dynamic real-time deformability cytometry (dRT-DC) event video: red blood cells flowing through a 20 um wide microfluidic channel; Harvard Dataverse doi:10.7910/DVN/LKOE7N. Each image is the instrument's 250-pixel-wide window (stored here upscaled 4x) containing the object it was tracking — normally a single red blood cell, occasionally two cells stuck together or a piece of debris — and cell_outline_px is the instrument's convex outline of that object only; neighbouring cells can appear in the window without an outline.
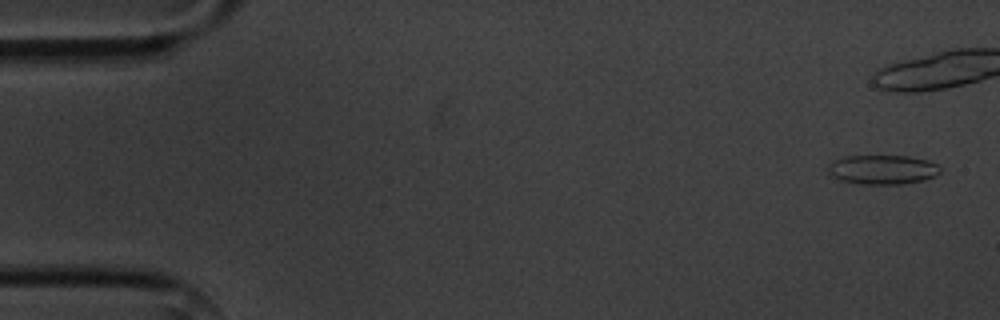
{"species": "common noctule bat (a hibernating species)", "species_latin": "Nyctalus noctula", "temperature_condition": "cold", "stored_images_in_passage": 5, "camera_frame_rate_fps": 3000, "um_per_image_px": 0.085, "animal": {"sex": "male", "body_mass_g": 20.1, "forearm_length_mm": 53.5}, "frame": {"image": 1, "passage_image": 1, "time_ms": 0.0, "image_size_px": [1000, 320], "cell_outline_px": [[940, 172], [936, 176], [924, 180], [904, 184], [860, 184], [840, 180], [828, 176], [828, 164], [832, 160], [844, 156], [908, 156], [928, 160], [936, 164], [940, 168]], "centroid_in_image_um": [74.97, 14.42], "position_along_channel_um": 10.0, "area_um2": 19.48}}